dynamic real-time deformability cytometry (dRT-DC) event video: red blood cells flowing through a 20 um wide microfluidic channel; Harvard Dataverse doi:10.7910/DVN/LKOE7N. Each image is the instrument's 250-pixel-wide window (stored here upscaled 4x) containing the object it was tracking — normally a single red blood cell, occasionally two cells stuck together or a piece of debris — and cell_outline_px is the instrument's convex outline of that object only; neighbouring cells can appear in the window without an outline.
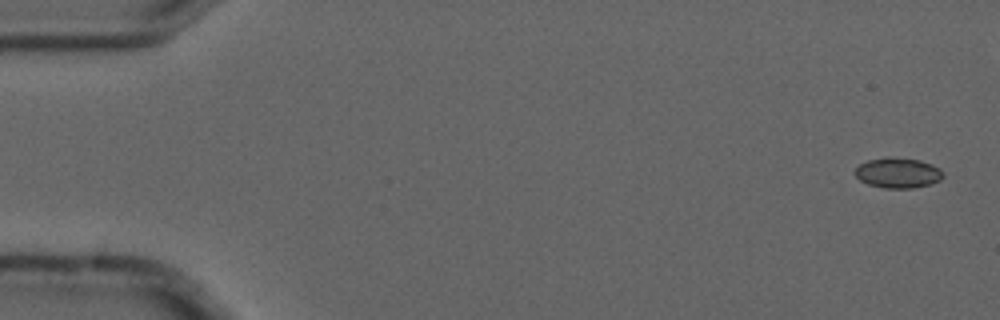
{"species": "common noctule bat (a hibernating species)", "species_latin": "Nyctalus noctula", "temperature_condition": "cold", "stored_images_in_passage": 6, "camera_frame_rate_fps": 3000, "um_per_image_px": 0.085, "animal": {"sex": "male", "forearm_length_mm": 52.5}, "frame": {"image": 1, "passage_image": 1, "time_ms": 0.0, "image_size_px": [1000, 320], "cell_outline_px": [[944, 176], [940, 180], [932, 184], [912, 188], [884, 188], [868, 184], [860, 180], [852, 172], [860, 164], [868, 160], [888, 156], [920, 160], [932, 164], [940, 168], [944, 172]], "centroid_in_image_um": [76.34, 14.69], "position_along_channel_um": 8.7, "area_um2": 15.78}}